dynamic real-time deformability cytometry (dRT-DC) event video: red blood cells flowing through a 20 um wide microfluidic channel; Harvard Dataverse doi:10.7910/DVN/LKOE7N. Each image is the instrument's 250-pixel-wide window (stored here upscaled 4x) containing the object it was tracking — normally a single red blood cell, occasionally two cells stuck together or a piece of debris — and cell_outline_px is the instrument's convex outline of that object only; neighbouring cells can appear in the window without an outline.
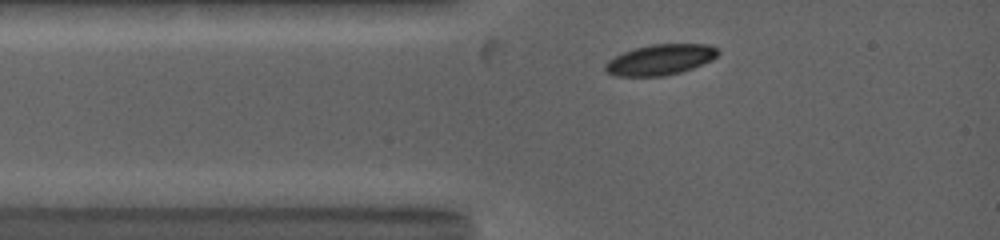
{"species": "common noctule bat (a hibernating species)", "species_latin": "Nyctalus noctula", "temperature_condition": "warm", "stored_images_in_passage": 25, "camera_frame_rate_fps": 5000, "um_per_image_px": 0.085, "animal": {"sex": "female", "body_mass_g": 19.0, "forearm_length_mm": 53.3}, "frame": {"image": 1, "passage_image": 3, "time_ms": 0.8, "image_size_px": [1000, 240], "cell_outline_px": [[720, 52], [712, 60], [692, 68], [680, 72], [664, 76], [616, 76], [604, 72], [604, 64], [608, 60], [624, 52], [636, 48], [652, 44], [708, 44], [716, 48]], "centroid_in_image_um": [56.1, 5.08], "position_along_channel_um": 28.9, "area_um2": 20.06}}
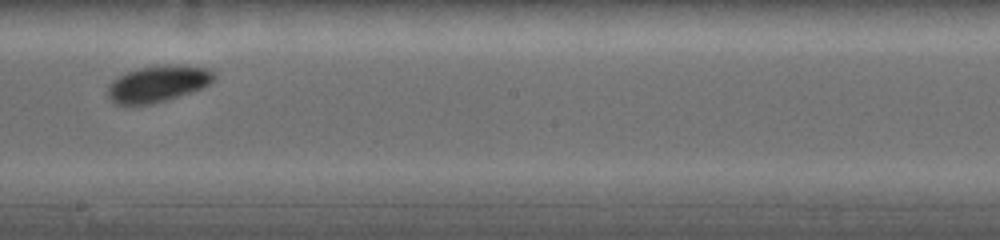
{"frame": {"image": 2, "passage_image": 15, "time_ms": 6.2, "image_size_px": [1000, 240], "cell_outline_px": [[216, 76], [204, 88], [168, 100], [152, 104], [132, 108], [124, 108], [112, 104], [108, 96], [108, 84], [112, 80], [128, 72], [140, 68], [164, 64], [180, 64], [208, 68], [216, 72]], "centroid_in_image_um": [13.39, 7.17], "position_along_channel_um": 234.8, "area_um2": 23.52}}
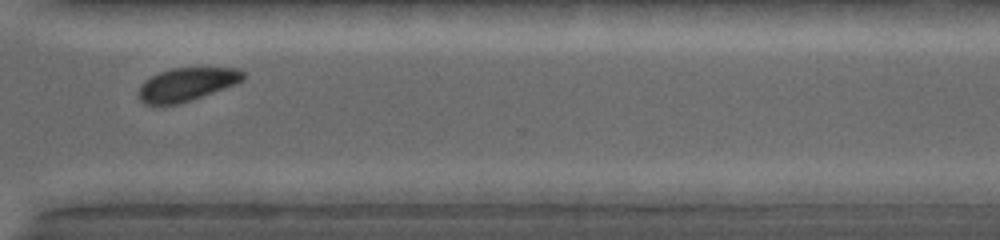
{"frame": {"image": 3, "passage_image": 22, "time_ms": 9.2, "image_size_px": [1000, 240], "cell_outline_px": [[244, 80], [224, 88], [180, 104], [144, 104], [140, 100], [140, 84], [144, 80], [160, 72], [172, 68], [236, 68], [244, 72]], "centroid_in_image_um": [15.86, 7.16], "position_along_channel_um": 354.7, "area_um2": 19.94}, "authors_computed_cell_mechanics": {"area_um2": 21.5016, "velocity_mm_per_s": 3.9777, "shape_relaxation_time_tau1_ms": 2.6735, "shape_relaxation_time_tau2_ms": null, "deformation_change_tau1": 0.0981, "deformation_change_tau2": null}}